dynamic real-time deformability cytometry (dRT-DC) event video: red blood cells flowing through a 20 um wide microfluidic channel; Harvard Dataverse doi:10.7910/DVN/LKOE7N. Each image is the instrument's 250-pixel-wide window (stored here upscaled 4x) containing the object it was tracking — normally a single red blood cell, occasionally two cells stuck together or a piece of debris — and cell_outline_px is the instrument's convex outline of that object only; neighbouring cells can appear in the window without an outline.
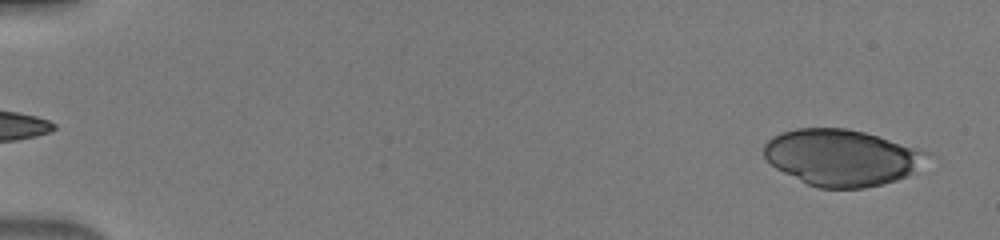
{"species": "human", "species_latin": "Homo sapiens", "temperature_condition": "warm", "stored_images_in_passage": 49, "camera_frame_rate_fps": 3000, "um_per_image_px": 0.085, "donor": {"sex": "male"}, "frame": {"image": 1, "passage_image": 2, "time_ms": 0.333, "image_size_px": [1000, 240], "cell_outline_px": [[940, 160], [908, 176], [896, 180], [864, 188], [820, 188], [808, 184], [776, 168], [764, 156], [764, 144], [772, 136], [780, 132], [796, 128], [844, 128], [864, 132], [928, 152], [936, 156]], "centroid_in_image_um": [71.67, 13.39], "position_along_channel_um": 13.3, "area_um2": 54.27}}
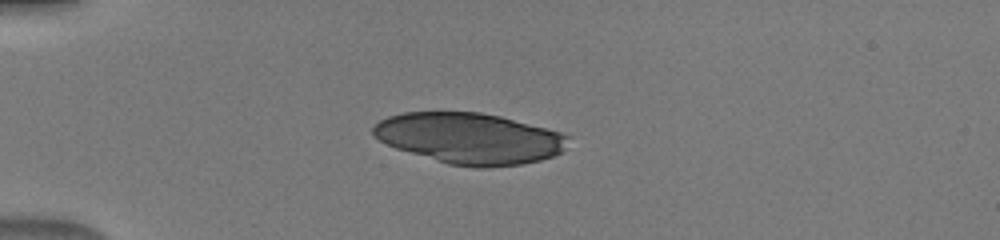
{"frame": {"image": 2, "passage_image": 13, "time_ms": 4.0, "image_size_px": [1000, 240], "cell_outline_px": [[568, 136], [564, 148], [560, 152], [552, 156], [540, 160], [520, 164], [484, 168], [476, 168], [448, 164], [396, 148], [372, 136], [372, 128], [380, 120], [388, 116], [404, 112], [480, 112], [500, 116], [560, 132]], "centroid_in_image_um": [39.88, 11.76], "position_along_channel_um": 45.1, "area_um2": 57.51}}